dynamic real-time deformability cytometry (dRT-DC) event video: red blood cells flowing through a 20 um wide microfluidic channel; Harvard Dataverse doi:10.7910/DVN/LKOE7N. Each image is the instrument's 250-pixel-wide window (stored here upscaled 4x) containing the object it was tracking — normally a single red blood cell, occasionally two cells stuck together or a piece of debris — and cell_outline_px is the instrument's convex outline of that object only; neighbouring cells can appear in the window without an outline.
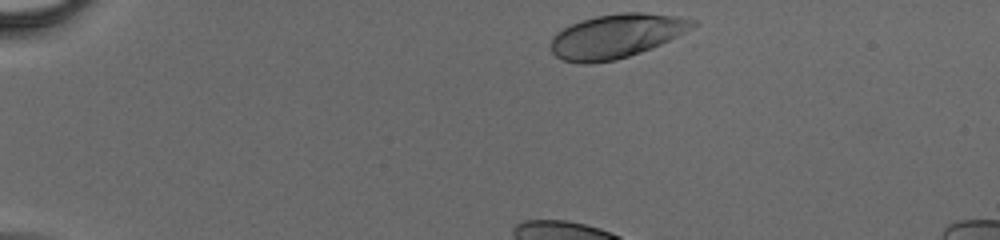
{"species": "human", "species_latin": "Homo sapiens", "temperature_condition": "cold", "stored_images_in_passage": 31, "camera_frame_rate_fps": 3000, "um_per_image_px": 0.085, "donor": {"sex": "male"}, "frame": {"image": 1, "passage_image": 1, "time_ms": 0.0, "image_size_px": [1000, 240], "cell_outline_px": [[696, 24], [692, 28], [652, 48], [616, 60], [592, 64], [580, 64], [560, 60], [552, 52], [548, 44], [552, 36], [556, 32], [580, 20], [596, 16], [620, 12], [644, 12], [676, 16], [696, 20]], "centroid_in_image_um": [52.32, 3.07], "position_along_channel_um": 32.7, "area_um2": 36.59}}